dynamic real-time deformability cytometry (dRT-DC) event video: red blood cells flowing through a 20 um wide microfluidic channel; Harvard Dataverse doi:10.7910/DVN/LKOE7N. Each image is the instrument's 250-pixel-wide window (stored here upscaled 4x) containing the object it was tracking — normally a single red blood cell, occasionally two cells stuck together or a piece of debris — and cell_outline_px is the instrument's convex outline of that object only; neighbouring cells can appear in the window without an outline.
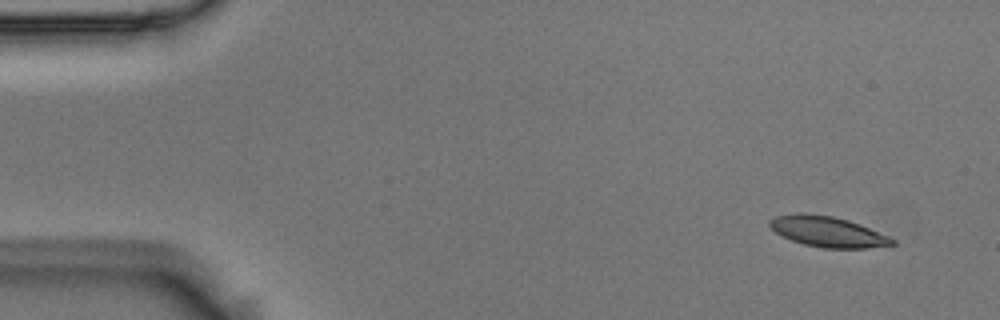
{"species": "Egyptian fruit bat (a non-hibernating species)", "species_latin": "Rousettus aegyptiacus", "temperature_condition": "room temperature", "stored_images_in_passage": 51, "camera_frame_rate_fps": 3000, "um_per_image_px": 0.085, "animal": {"sex": "male"}, "frame": {"image": 1, "passage_image": 1, "time_ms": 0.0, "image_size_px": [1000, 320], "cell_outline_px": [[896, 244], [868, 248], [824, 248], [804, 244], [792, 240], [776, 232], [768, 224], [768, 220], [776, 216], [796, 212], [804, 212], [832, 216], [848, 220], [860, 224], [888, 236], [896, 240]], "centroid_in_image_um": [70.35, 19.68], "position_along_channel_um": 14.7, "area_um2": 21.79}}
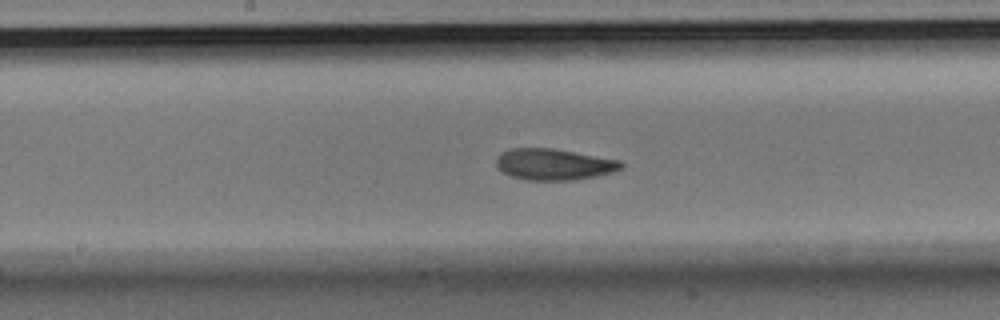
{"frame": {"image": 2, "passage_image": 25, "time_ms": 8.0, "image_size_px": [1000, 320], "cell_outline_px": [[624, 164], [620, 168], [612, 172], [596, 176], [576, 180], [528, 180], [512, 176], [504, 172], [496, 164], [496, 156], [500, 152], [508, 148], [552, 148], [620, 160]], "centroid_in_image_um": [47.06, 13.96], "position_along_channel_um": 201.1, "area_um2": 22.72}}
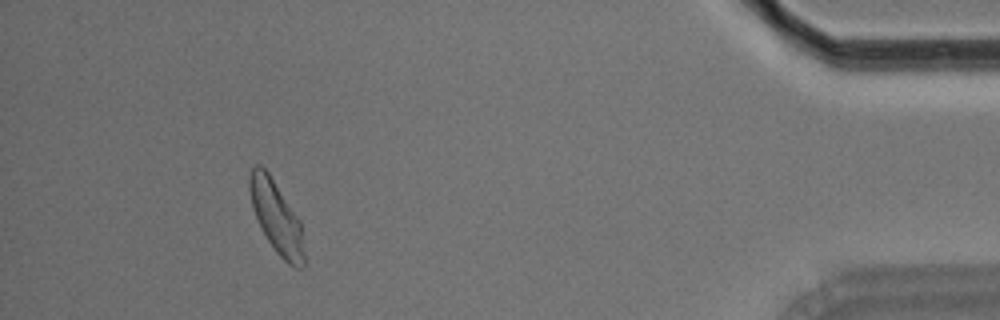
{"frame": {"image": 3, "passage_image": 47, "time_ms": 15.333, "image_size_px": [1000, 320], "cell_outline_px": [[304, 268], [296, 268], [288, 264], [276, 252], [268, 240], [252, 208], [248, 188], [248, 180], [252, 168], [256, 164], [260, 164], [268, 172], [300, 220], [304, 252]], "centroid_in_image_um": [23.49, 18.45], "position_along_channel_um": 411.7, "area_um2": 22.66}, "authors_computed_cell_mechanics": {"area_um2": 22.6576, "velocity_mm_per_s": 3.6807, "shape_relaxation_time_tau1_ms": 3.6263, "shape_relaxation_time_tau2_ms": 3.6291, "deformation_change_tau1": 0.1286, "deformation_change_tau2": 0.0919}}